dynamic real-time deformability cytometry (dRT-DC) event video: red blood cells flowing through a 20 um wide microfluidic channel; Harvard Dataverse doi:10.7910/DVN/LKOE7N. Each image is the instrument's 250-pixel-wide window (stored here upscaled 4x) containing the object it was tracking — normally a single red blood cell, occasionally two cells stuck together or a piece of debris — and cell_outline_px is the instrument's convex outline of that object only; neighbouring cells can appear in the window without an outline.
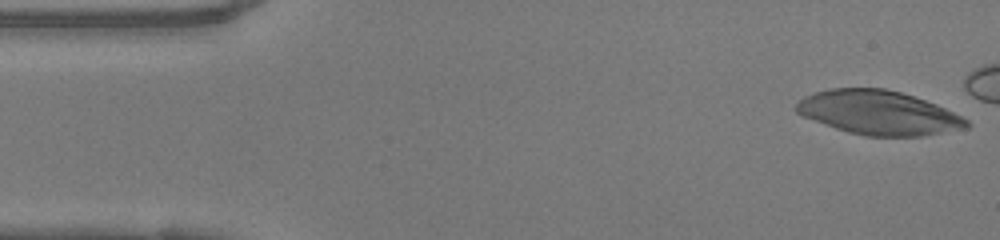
{"species": "human", "species_latin": "Homo sapiens", "temperature_condition": "warm", "stored_images_in_passage": 41, "camera_frame_rate_fps": 3000, "um_per_image_px": 0.085, "donor": {"sex": "female"}, "frame": {"image": 1, "passage_image": 1, "time_ms": 0.0, "image_size_px": [1000, 240], "cell_outline_px": [[972, 124], [968, 128], [924, 136], [864, 136], [848, 132], [836, 128], [804, 116], [796, 112], [796, 104], [804, 96], [816, 92], [832, 88], [884, 88], [900, 92], [936, 104], [968, 120]], "centroid_in_image_um": [74.7, 9.59], "position_along_channel_um": 10.3, "area_um2": 43.41}}
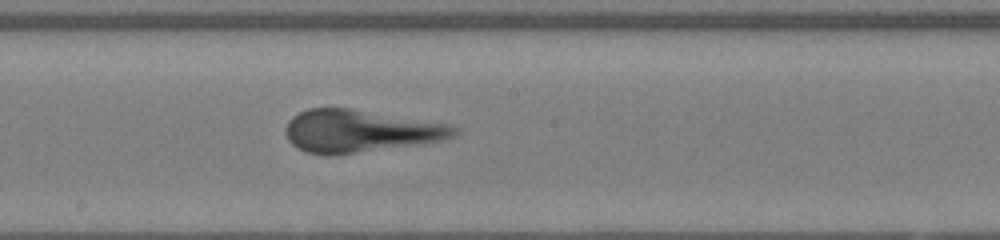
{"frame": {"image": 2, "passage_image": 24, "time_ms": 7.667, "image_size_px": [1000, 240], "cell_outline_px": [[460, 132], [456, 136], [444, 140], [420, 144], [332, 156], [328, 156], [304, 152], [296, 148], [288, 140], [284, 132], [284, 128], [288, 120], [292, 116], [308, 108], [348, 108], [448, 124], [460, 128]], "centroid_in_image_um": [30.57, 11.16], "position_along_channel_um": 217.6, "area_um2": 42.08}}
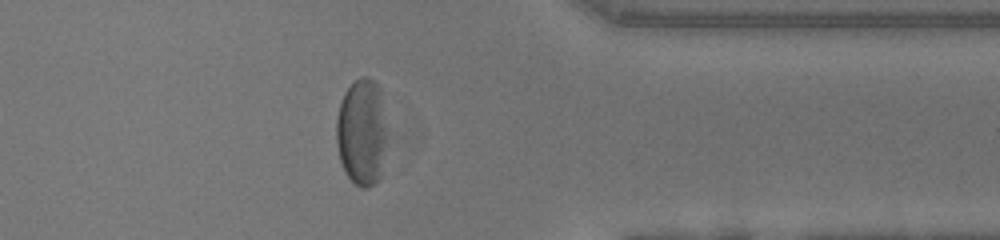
{"frame": {"image": 3, "passage_image": 37, "time_ms": 12.0, "image_size_px": [1000, 240], "cell_outline_px": [[388, 136], [380, 180], [368, 188], [360, 188], [344, 172], [340, 160], [336, 144], [336, 120], [340, 104], [344, 92], [360, 76], [368, 76], [380, 88]], "centroid_in_image_um": [30.77, 11.26], "position_along_channel_um": 380.6, "area_um2": 32.19}}